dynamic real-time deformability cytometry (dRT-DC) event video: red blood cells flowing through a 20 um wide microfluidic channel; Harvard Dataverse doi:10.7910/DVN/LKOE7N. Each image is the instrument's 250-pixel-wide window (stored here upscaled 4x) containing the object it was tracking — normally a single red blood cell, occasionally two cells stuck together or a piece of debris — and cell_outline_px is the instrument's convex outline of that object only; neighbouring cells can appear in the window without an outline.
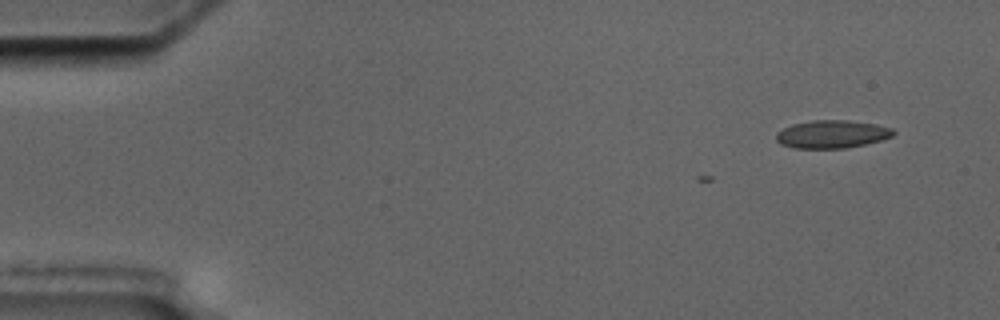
{"species": "common noctule bat (a hibernating species)", "species_latin": "Nyctalus noctula", "temperature_condition": "cold", "stored_images_in_passage": 9, "camera_frame_rate_fps": 3000, "um_per_image_px": 0.085, "animal": {"sex": "male", "body_mass_g": 17.5, "forearm_length_mm": 52.3}, "frame": {"image": 1, "passage_image": 1, "time_ms": 0.0, "image_size_px": [1000, 320], "cell_outline_px": [[896, 132], [892, 136], [880, 140], [864, 144], [844, 148], [796, 148], [780, 144], [776, 140], [776, 132], [792, 124], [812, 120], [848, 120], [876, 124], [892, 128]], "centroid_in_image_um": [70.7, 11.4], "position_along_channel_um": 14.3, "area_um2": 19.02}}
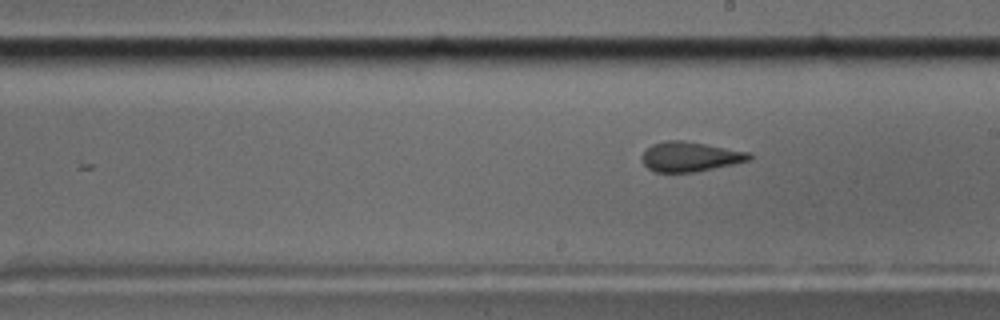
{"frame": {"image": 2, "passage_image": 9, "time_ms": 9.333, "image_size_px": [1000, 320], "cell_outline_px": [[752, 160], [696, 172], [656, 172], [648, 168], [644, 164], [640, 156], [652, 144], [664, 140], [684, 140], [748, 152], [752, 156]], "centroid_in_image_um": [58.64, 13.31], "position_along_channel_um": 230.4, "area_um2": 18.61}}